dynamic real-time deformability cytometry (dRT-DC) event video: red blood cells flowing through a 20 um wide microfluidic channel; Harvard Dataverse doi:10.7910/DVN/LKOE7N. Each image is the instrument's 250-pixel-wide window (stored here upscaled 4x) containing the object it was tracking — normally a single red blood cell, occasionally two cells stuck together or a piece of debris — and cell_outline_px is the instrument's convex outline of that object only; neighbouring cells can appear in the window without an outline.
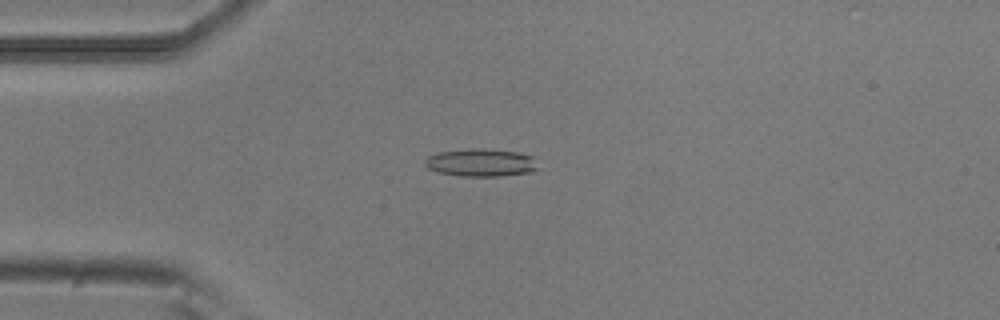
{"species": "common noctule bat (a hibernating species)", "species_latin": "Nyctalus noctula", "temperature_condition": "room temperature", "stored_images_in_passage": 40, "camera_frame_rate_fps": 3000, "um_per_image_px": 0.085, "animal": {"sex": "male", "body_mass_g": 20.5, "forearm_length_mm": 52.5}, "frame": {"image": 1, "passage_image": 2, "time_ms": 0.333, "image_size_px": [1000, 320], "cell_outline_px": [[540, 168], [532, 172], [500, 176], [460, 176], [440, 172], [428, 168], [424, 164], [424, 160], [428, 156], [436, 152], [472, 148], [480, 148], [516, 152], [532, 156]], "centroid_in_image_um": [40.88, 13.82], "position_along_channel_um": 44.1, "area_um2": 18.38}}
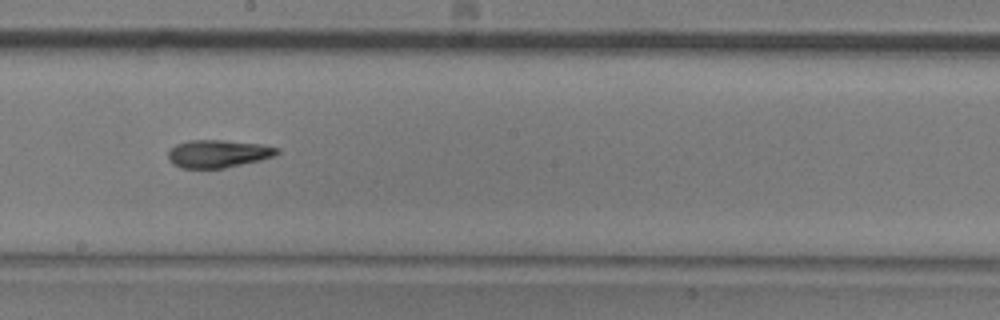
{"frame": {"image": 2, "passage_image": 18, "time_ms": 5.667, "image_size_px": [1000, 320], "cell_outline_px": [[280, 152], [276, 156], [260, 160], [224, 168], [180, 168], [172, 164], [168, 160], [168, 152], [176, 144], [188, 140], [224, 140], [260, 144], [280, 148]], "centroid_in_image_um": [18.54, 13.06], "position_along_channel_um": 229.7, "area_um2": 17.74}}
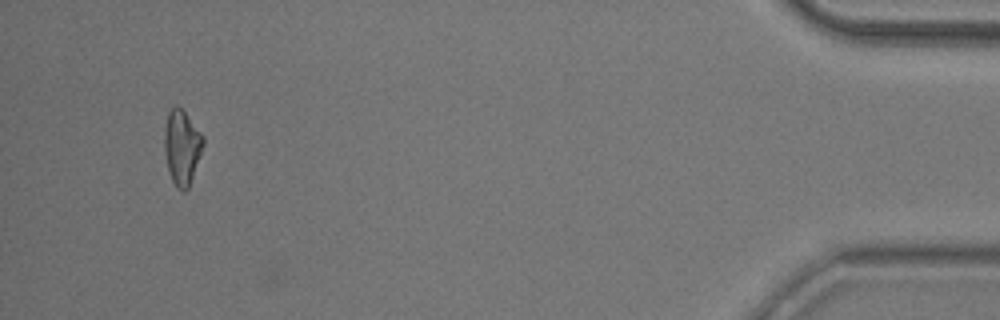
{"frame": {"image": 3, "passage_image": 39, "time_ms": 12.667, "image_size_px": [1000, 320], "cell_outline_px": [[204, 144], [188, 188], [184, 192], [176, 188], [172, 180], [168, 168], [164, 152], [164, 128], [168, 112], [176, 104], [184, 112], [204, 136]], "centroid_in_image_um": [15.45, 12.51], "position_along_channel_um": 419.8, "area_um2": 16.76}}